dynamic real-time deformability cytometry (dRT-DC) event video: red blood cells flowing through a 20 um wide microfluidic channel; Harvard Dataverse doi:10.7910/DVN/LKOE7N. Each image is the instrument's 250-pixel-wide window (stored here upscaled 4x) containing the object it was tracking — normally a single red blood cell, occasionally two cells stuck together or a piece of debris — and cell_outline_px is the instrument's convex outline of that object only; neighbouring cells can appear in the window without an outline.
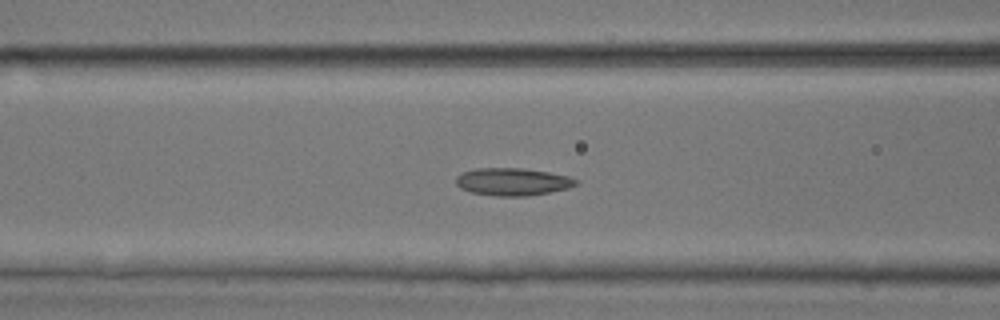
{"species": "common noctule bat (a hibernating species)", "species_latin": "Nyctalus noctula", "temperature_condition": "room temperature", "stored_images_in_passage": 52, "camera_frame_rate_fps": 3000, "um_per_image_px": 0.085, "animal": {"sex": "male", "body_mass_g": 17.9, "forearm_length_mm": 54.2}, "frame": {"image": 1, "passage_image": 22, "time_ms": 7.0, "image_size_px": [1000, 320], "cell_outline_px": [[580, 184], [568, 188], [528, 196], [496, 196], [472, 192], [460, 188], [456, 184], [456, 176], [464, 172], [476, 168], [520, 168], [548, 172], [568, 176], [580, 180]], "centroid_in_image_um": [43.6, 15.45], "position_along_channel_um": 123.0, "area_um2": 19.25}}
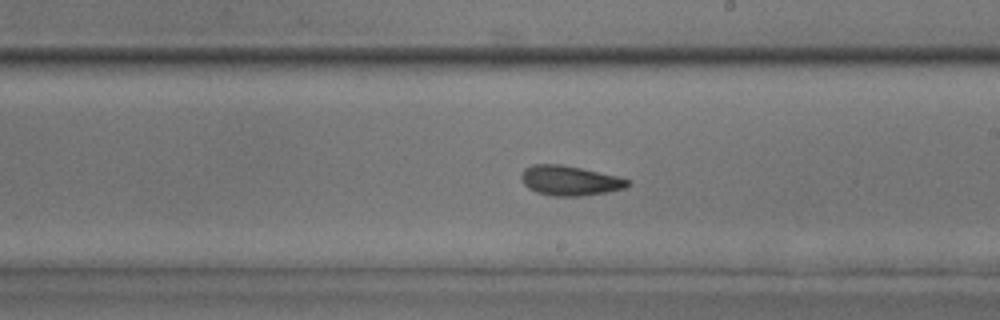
{"frame": {"image": 2, "passage_image": 31, "time_ms": 10.0, "image_size_px": [1000, 320], "cell_outline_px": [[632, 184], [624, 188], [608, 192], [580, 196], [552, 196], [536, 192], [528, 188], [524, 184], [520, 176], [524, 168], [532, 164], [560, 164], [580, 168], [616, 176], [632, 180]], "centroid_in_image_um": [48.43, 15.35], "position_along_channel_um": 240.6, "area_um2": 18.55}}
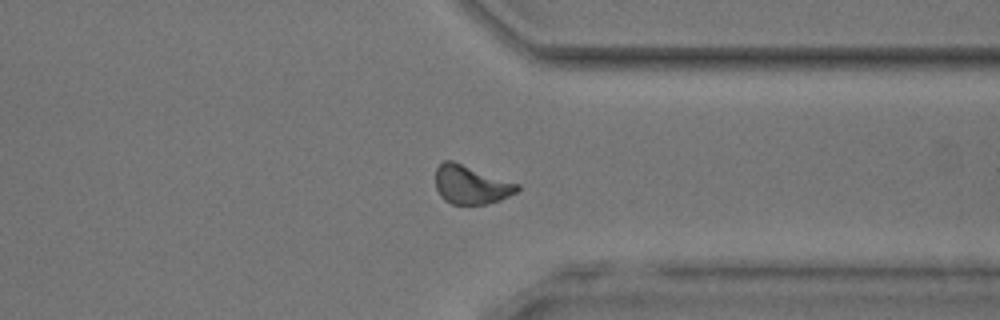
{"frame": {"image": 3, "passage_image": 41, "time_ms": 13.333, "image_size_px": [1000, 320], "cell_outline_px": [[520, 188], [516, 192], [500, 200], [484, 204], [452, 204], [444, 200], [440, 196], [436, 188], [436, 168], [444, 160], [452, 160], [520, 184]], "centroid_in_image_um": [40.03, 15.7], "position_along_channel_um": 371.4, "area_um2": 18.38}, "authors_computed_cell_mechanics": {"area_um2": 18.5538, "velocity_mm_per_s": 3.9384, "shape_relaxation_time_tau1_ms": 8.0918, "shape_relaxation_time_tau2_ms": 3.8562, "deformation_change_tau1": 0.1878, "deformation_change_tau2": 0.1057}}